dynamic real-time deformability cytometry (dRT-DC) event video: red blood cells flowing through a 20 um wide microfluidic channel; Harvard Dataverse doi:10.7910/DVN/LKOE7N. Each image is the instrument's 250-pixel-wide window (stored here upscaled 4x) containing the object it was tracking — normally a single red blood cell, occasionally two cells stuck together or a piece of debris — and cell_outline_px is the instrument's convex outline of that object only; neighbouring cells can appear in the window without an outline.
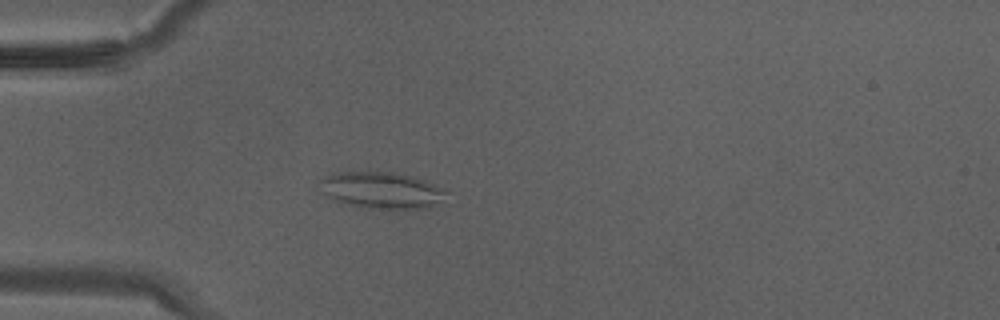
{"species": "Egyptian fruit bat (a non-hibernating species)", "species_latin": "Rousettus aegyptiacus", "temperature_condition": "warm", "stored_images_in_passage": 36, "camera_frame_rate_fps": 3000, "um_per_image_px": 0.085, "animal": {"sex": "male"}, "frame": {"image": 1, "passage_image": 11, "time_ms": 3.333, "image_size_px": [1000, 320], "cell_outline_px": [[452, 204], [420, 208], [368, 208], [336, 200], [320, 192], [320, 180], [324, 176], [336, 172], [396, 172], [412, 176], [424, 180], [452, 192]], "centroid_in_image_um": [32.62, 16.18], "position_along_channel_um": 52.4, "area_um2": 27.63}}
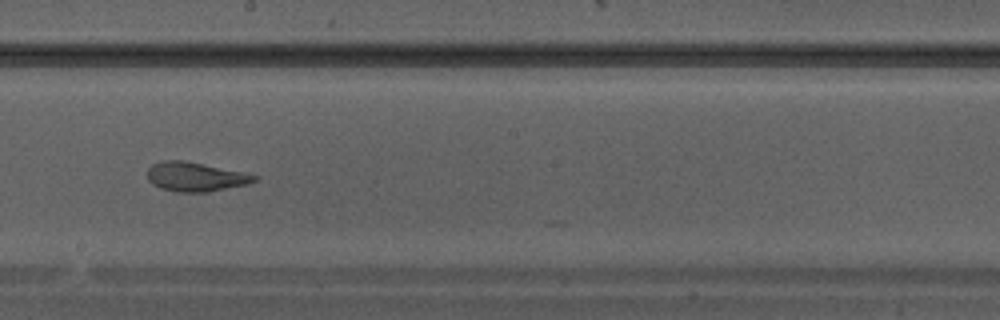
{"frame": {"image": 2, "passage_image": 21, "time_ms": 6.667, "image_size_px": [1000, 320], "cell_outline_px": [[256, 180], [248, 184], [208, 192], [176, 192], [160, 188], [152, 184], [148, 180], [148, 168], [152, 164], [164, 160], [180, 160], [240, 172], [256, 176]], "centroid_in_image_um": [16.54, 15.04], "position_along_channel_um": 231.7, "area_um2": 17.8}}